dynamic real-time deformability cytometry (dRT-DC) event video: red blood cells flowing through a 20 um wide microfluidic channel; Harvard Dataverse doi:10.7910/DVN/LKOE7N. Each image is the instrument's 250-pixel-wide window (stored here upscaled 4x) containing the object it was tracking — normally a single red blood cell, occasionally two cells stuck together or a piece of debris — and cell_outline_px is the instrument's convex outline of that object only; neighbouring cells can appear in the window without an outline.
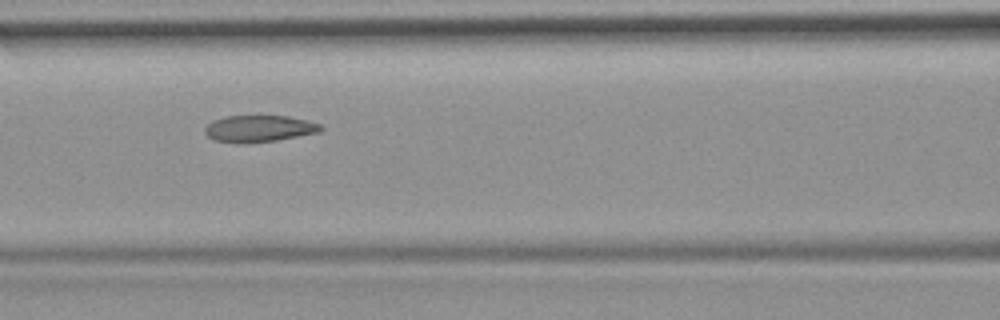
{"species": "common noctule bat (a hibernating species)", "species_latin": "Nyctalus noctula", "temperature_condition": "room temperature", "stored_images_in_passage": 53, "camera_frame_rate_fps": 3000, "um_per_image_px": 0.085, "animal": {"sex": "female", "body_mass_g": 19.9}, "frame": {"image": 1, "passage_image": 23, "time_ms": 7.333, "image_size_px": [1000, 320], "cell_outline_px": [[324, 128], [320, 132], [276, 140], [212, 140], [204, 132], [204, 128], [212, 120], [224, 116], [288, 116], [308, 120], [320, 124]], "centroid_in_image_um": [22.07, 10.88], "position_along_channel_um": 144.5, "area_um2": 17.28}, "authors_computed_cell_mechanics": {"area_um2": 19.1318, "velocity_mm_per_s": 3.7694, "shape_relaxation_time_tau1_ms": null, "shape_relaxation_time_tau2_ms": 2.0247, "deformation_change_tau1": null, "deformation_change_tau2": 0.0746}}